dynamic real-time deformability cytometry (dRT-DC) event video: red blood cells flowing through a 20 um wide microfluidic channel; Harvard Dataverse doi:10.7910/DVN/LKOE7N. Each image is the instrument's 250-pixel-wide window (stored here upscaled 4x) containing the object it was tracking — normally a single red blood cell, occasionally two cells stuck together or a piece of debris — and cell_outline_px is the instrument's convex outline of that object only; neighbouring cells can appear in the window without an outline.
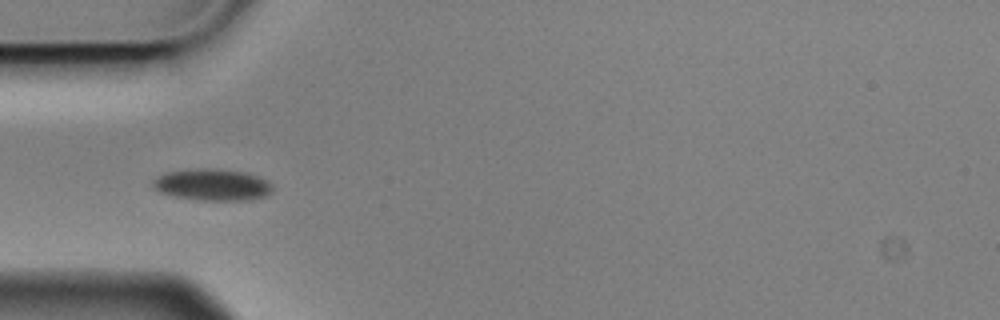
{"species": "Egyptian fruit bat (a non-hibernating species)", "species_latin": "Rousettus aegyptiacus", "temperature_condition": "cold", "stored_images_in_passage": 1, "camera_frame_rate_fps": 3000, "um_per_image_px": 0.085, "animal": {"sex": "male"}, "frame": {"image": 1, "passage_image": 1, "time_ms": 0.0, "image_size_px": [1000, 320], "cell_outline_px": [[272, 192], [264, 196], [248, 200], [204, 200], [172, 196], [160, 192], [152, 188], [152, 180], [168, 172], [200, 168], [212, 168], [248, 172], [268, 180], [272, 184]], "centroid_in_image_um": [18.07, 15.7], "position_along_channel_um": 66.9, "area_um2": 22.14}}